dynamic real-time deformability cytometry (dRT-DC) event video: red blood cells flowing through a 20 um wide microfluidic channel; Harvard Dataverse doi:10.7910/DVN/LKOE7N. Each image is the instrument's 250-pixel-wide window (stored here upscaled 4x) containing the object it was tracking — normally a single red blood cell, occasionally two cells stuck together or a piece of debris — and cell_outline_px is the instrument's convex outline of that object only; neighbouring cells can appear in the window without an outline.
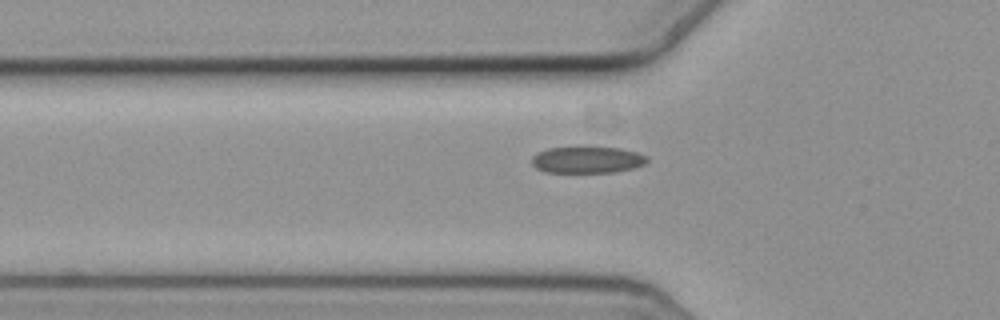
{"species": "common noctule bat (a hibernating species)", "species_latin": "Nyctalus noctula", "temperature_condition": "cold", "stored_images_in_passage": 36, "camera_frame_rate_fps": 3000, "um_per_image_px": 0.085, "animal": {"sex": "female", "body_mass_g": 19.3, "forearm_length_mm": 54.1}, "frame": {"image": 1, "passage_image": 3, "time_ms": 0.667, "image_size_px": [1000, 320], "cell_outline_px": [[648, 160], [644, 164], [632, 168], [616, 172], [544, 172], [536, 168], [532, 164], [532, 156], [536, 152], [548, 148], [620, 148], [636, 152], [648, 156]], "centroid_in_image_um": [49.9, 13.59], "position_along_channel_um": 75.9, "area_um2": 17.69}}
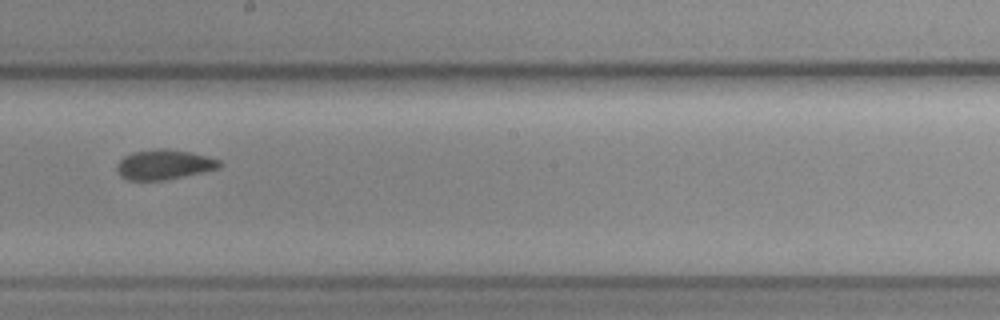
{"frame": {"image": 2, "passage_image": 16, "time_ms": 5.0, "image_size_px": [1000, 320], "cell_outline_px": [[224, 164], [220, 168], [204, 172], [164, 180], [128, 180], [120, 176], [116, 168], [116, 164], [124, 156], [132, 152], [156, 148], [160, 148], [188, 152], [220, 160]], "centroid_in_image_um": [13.93, 13.99], "position_along_channel_um": 234.3, "area_um2": 17.86}}
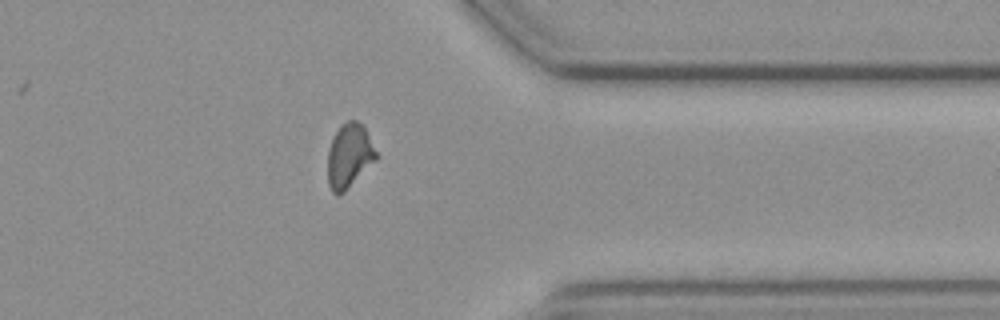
{"frame": {"image": 3, "passage_image": 29, "time_ms": 9.333, "image_size_px": [1000, 320], "cell_outline_px": [[380, 156], [344, 192], [336, 196], [332, 192], [328, 184], [328, 148], [336, 132], [348, 120], [356, 120], [364, 128]], "centroid_in_image_um": [29.69, 13.28], "position_along_channel_um": 381.7, "area_um2": 17.98}}